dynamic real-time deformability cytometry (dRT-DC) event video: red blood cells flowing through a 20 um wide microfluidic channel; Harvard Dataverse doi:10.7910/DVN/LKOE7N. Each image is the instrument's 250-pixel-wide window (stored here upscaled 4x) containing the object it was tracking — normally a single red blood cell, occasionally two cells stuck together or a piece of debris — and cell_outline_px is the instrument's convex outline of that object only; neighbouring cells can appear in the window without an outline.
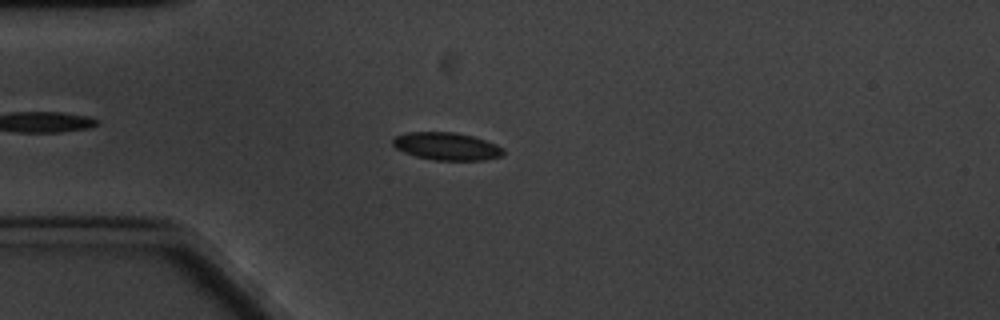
{"species": "common noctule bat (a hibernating species)", "species_latin": "Nyctalus noctula", "temperature_condition": "cold", "stored_images_in_passage": 41, "camera_frame_rate_fps": 3000, "um_per_image_px": 0.085, "animal": {"sex": "male", "body_mass_g": 20.1, "forearm_length_mm": 53.5}, "frame": {"image": 1, "passage_image": 13, "time_ms": 4.0, "image_size_px": [1000, 320], "cell_outline_px": [[504, 152], [500, 156], [484, 160], [436, 160], [416, 156], [404, 152], [396, 148], [392, 144], [392, 140], [396, 136], [408, 132], [456, 132], [472, 136], [496, 144], [504, 148]], "centroid_in_image_um": [37.96, 12.43], "position_along_channel_um": 47.0, "area_um2": 17.69}}
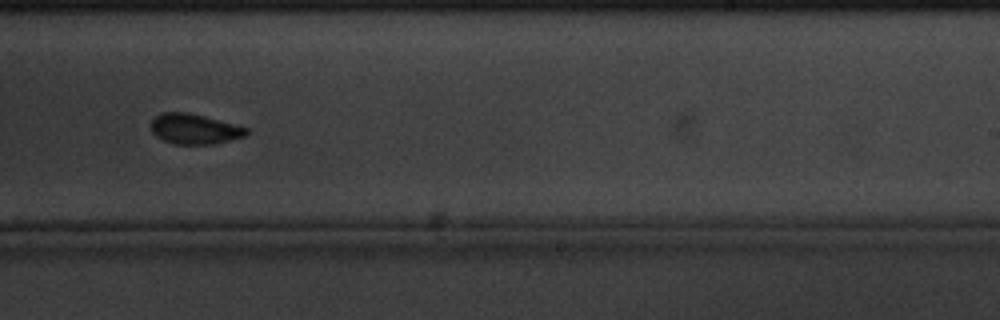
{"frame": {"image": 2, "passage_image": 35, "time_ms": 11.333, "image_size_px": [1000, 320], "cell_outline_px": [[248, 132], [244, 136], [216, 144], [172, 144], [156, 136], [152, 132], [152, 120], [160, 112], [188, 112], [204, 116], [248, 128]], "centroid_in_image_um": [16.51, 10.96], "position_along_channel_um": 272.5, "area_um2": 16.7}}
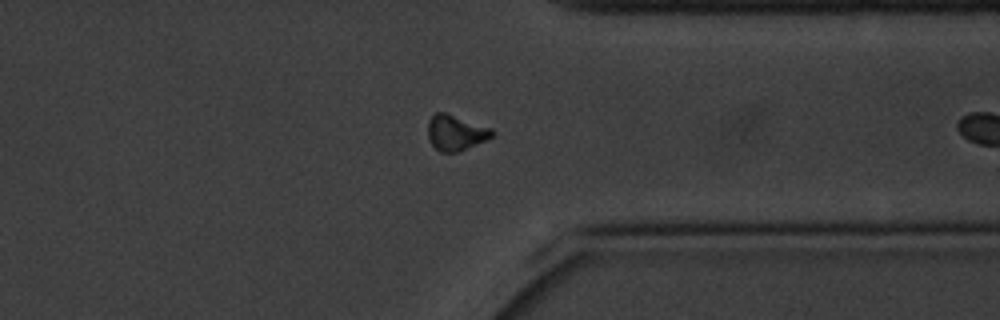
{"frame": {"image": 3, "passage_image": 40, "time_ms": 13.0, "image_size_px": [1000, 320], "cell_outline_px": [[496, 132], [492, 136], [484, 140], [456, 152], [440, 152], [428, 140], [428, 120], [436, 112], [444, 112], [492, 128]], "centroid_in_image_um": [38.71, 11.26], "position_along_channel_um": 372.7, "area_um2": 13.06}}